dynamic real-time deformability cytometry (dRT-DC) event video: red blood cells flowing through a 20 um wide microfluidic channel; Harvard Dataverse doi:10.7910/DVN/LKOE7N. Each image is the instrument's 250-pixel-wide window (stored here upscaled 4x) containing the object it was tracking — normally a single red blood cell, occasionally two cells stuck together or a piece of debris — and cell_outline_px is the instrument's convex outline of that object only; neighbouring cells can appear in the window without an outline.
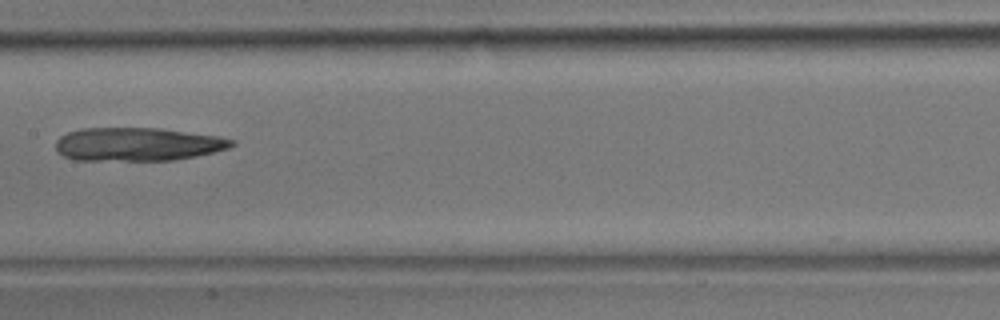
{"species": "common noctule bat (a hibernating species)", "species_latin": "Nyctalus noctula", "temperature_condition": "room temperature", "stored_images_in_passage": 46, "camera_frame_rate_fps": 3000, "um_per_image_px": 0.085, "animal": {"sex": "male", "body_mass_g": 17.9}, "frame": {"image": 1, "passage_image": 23, "time_ms": 7.333, "image_size_px": [1000, 320], "cell_outline_px": [[236, 144], [228, 148], [196, 156], [172, 160], [76, 160], [64, 156], [56, 152], [56, 140], [60, 136], [68, 132], [84, 128], [160, 128], [216, 136], [236, 140]], "centroid_in_image_um": [11.67, 12.26], "position_along_channel_um": 195.7, "area_um2": 34.16}}
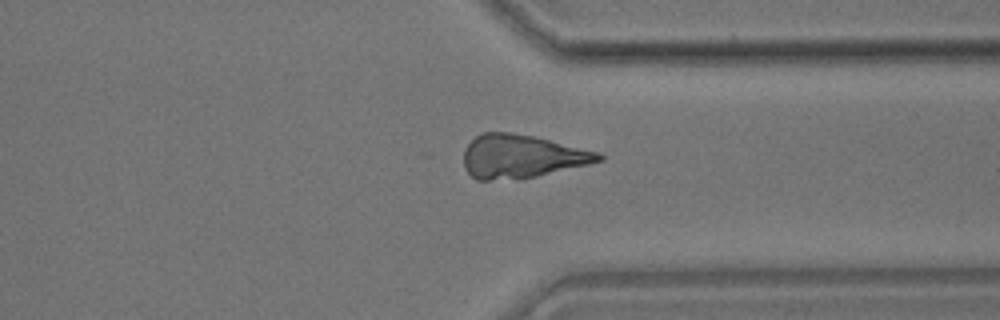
{"frame": {"image": 2, "passage_image": 35, "time_ms": 11.333, "image_size_px": [1000, 320], "cell_outline_px": [[604, 160], [588, 164], [536, 176], [488, 180], [476, 180], [464, 168], [464, 148], [480, 132], [508, 132], [532, 136], [600, 152], [604, 156]], "centroid_in_image_um": [44.32, 13.28], "position_along_channel_um": 367.1, "area_um2": 33.7}}
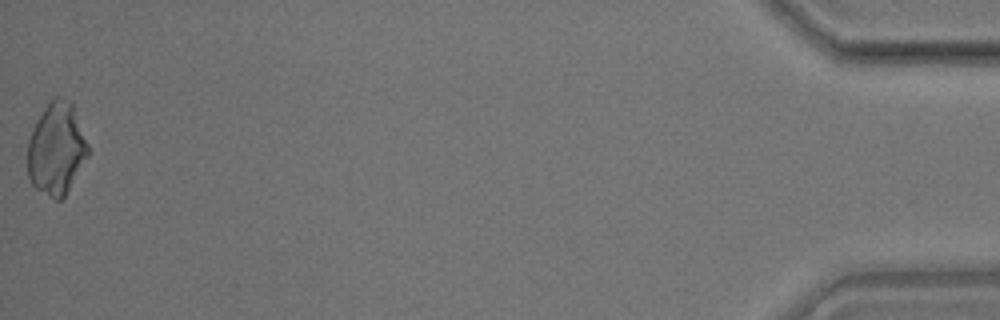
{"frame": {"image": 3, "passage_image": 46, "time_ms": 15.0, "image_size_px": [1000, 320], "cell_outline_px": [[88, 156], [64, 196], [60, 200], [52, 200], [36, 188], [32, 184], [28, 176], [28, 140], [32, 128], [36, 120], [44, 108], [56, 96], [60, 96], [72, 100], [88, 144]], "centroid_in_image_um": [4.8, 12.63], "position_along_channel_um": 430.4, "area_um2": 32.54}}